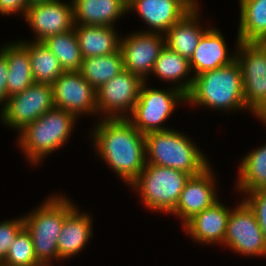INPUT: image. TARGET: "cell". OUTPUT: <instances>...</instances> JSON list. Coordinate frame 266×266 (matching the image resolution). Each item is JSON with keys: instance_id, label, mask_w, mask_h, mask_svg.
Here are the masks:
<instances>
[{"instance_id": "1", "label": "cell", "mask_w": 266, "mask_h": 266, "mask_svg": "<svg viewBox=\"0 0 266 266\" xmlns=\"http://www.w3.org/2000/svg\"><path fill=\"white\" fill-rule=\"evenodd\" d=\"M89 133L95 156L128 187L146 165L145 135L127 119H98Z\"/></svg>"}, {"instance_id": "2", "label": "cell", "mask_w": 266, "mask_h": 266, "mask_svg": "<svg viewBox=\"0 0 266 266\" xmlns=\"http://www.w3.org/2000/svg\"><path fill=\"white\" fill-rule=\"evenodd\" d=\"M186 99L188 108L190 105V108L202 107L218 113H250L245 104L241 70L236 60L229 65L194 76Z\"/></svg>"}, {"instance_id": "3", "label": "cell", "mask_w": 266, "mask_h": 266, "mask_svg": "<svg viewBox=\"0 0 266 266\" xmlns=\"http://www.w3.org/2000/svg\"><path fill=\"white\" fill-rule=\"evenodd\" d=\"M62 193L53 192L23 215L24 226L31 234L37 262L41 266H55L54 262L59 261L57 241L67 214L77 205Z\"/></svg>"}, {"instance_id": "4", "label": "cell", "mask_w": 266, "mask_h": 266, "mask_svg": "<svg viewBox=\"0 0 266 266\" xmlns=\"http://www.w3.org/2000/svg\"><path fill=\"white\" fill-rule=\"evenodd\" d=\"M79 119L72 113L53 108L21 130L16 145L30 166L42 165L43 161L71 140Z\"/></svg>"}, {"instance_id": "5", "label": "cell", "mask_w": 266, "mask_h": 266, "mask_svg": "<svg viewBox=\"0 0 266 266\" xmlns=\"http://www.w3.org/2000/svg\"><path fill=\"white\" fill-rule=\"evenodd\" d=\"M146 164L179 170L194 176L211 164L197 143L183 131L171 128L145 134Z\"/></svg>"}, {"instance_id": "6", "label": "cell", "mask_w": 266, "mask_h": 266, "mask_svg": "<svg viewBox=\"0 0 266 266\" xmlns=\"http://www.w3.org/2000/svg\"><path fill=\"white\" fill-rule=\"evenodd\" d=\"M189 178V174L179 170L146 164L128 188L140 197L145 209L169 215Z\"/></svg>"}, {"instance_id": "7", "label": "cell", "mask_w": 266, "mask_h": 266, "mask_svg": "<svg viewBox=\"0 0 266 266\" xmlns=\"http://www.w3.org/2000/svg\"><path fill=\"white\" fill-rule=\"evenodd\" d=\"M163 88L150 87L144 81L139 98L127 120L142 134L163 131L173 128L167 123L175 110L187 103L186 94L182 91L162 84ZM181 104V105H179Z\"/></svg>"}, {"instance_id": "8", "label": "cell", "mask_w": 266, "mask_h": 266, "mask_svg": "<svg viewBox=\"0 0 266 266\" xmlns=\"http://www.w3.org/2000/svg\"><path fill=\"white\" fill-rule=\"evenodd\" d=\"M236 61L241 70L247 110L258 121L266 120V46L239 41Z\"/></svg>"}, {"instance_id": "9", "label": "cell", "mask_w": 266, "mask_h": 266, "mask_svg": "<svg viewBox=\"0 0 266 266\" xmlns=\"http://www.w3.org/2000/svg\"><path fill=\"white\" fill-rule=\"evenodd\" d=\"M55 108L52 85L34 82L27 89L8 98L0 123L19 133L47 111Z\"/></svg>"}, {"instance_id": "10", "label": "cell", "mask_w": 266, "mask_h": 266, "mask_svg": "<svg viewBox=\"0 0 266 266\" xmlns=\"http://www.w3.org/2000/svg\"><path fill=\"white\" fill-rule=\"evenodd\" d=\"M240 201L230 211L222 247L245 258H266L263 232L253 211L242 199Z\"/></svg>"}, {"instance_id": "11", "label": "cell", "mask_w": 266, "mask_h": 266, "mask_svg": "<svg viewBox=\"0 0 266 266\" xmlns=\"http://www.w3.org/2000/svg\"><path fill=\"white\" fill-rule=\"evenodd\" d=\"M143 80L123 70L97 90L98 119H127L139 98Z\"/></svg>"}, {"instance_id": "12", "label": "cell", "mask_w": 266, "mask_h": 266, "mask_svg": "<svg viewBox=\"0 0 266 266\" xmlns=\"http://www.w3.org/2000/svg\"><path fill=\"white\" fill-rule=\"evenodd\" d=\"M164 46V34L140 30H133L123 36L121 34L120 50L124 69L150 83L155 61Z\"/></svg>"}, {"instance_id": "13", "label": "cell", "mask_w": 266, "mask_h": 266, "mask_svg": "<svg viewBox=\"0 0 266 266\" xmlns=\"http://www.w3.org/2000/svg\"><path fill=\"white\" fill-rule=\"evenodd\" d=\"M51 85L55 108L66 110L78 119L98 118L96 89L79 71L64 72Z\"/></svg>"}, {"instance_id": "14", "label": "cell", "mask_w": 266, "mask_h": 266, "mask_svg": "<svg viewBox=\"0 0 266 266\" xmlns=\"http://www.w3.org/2000/svg\"><path fill=\"white\" fill-rule=\"evenodd\" d=\"M22 19L33 31V39L29 41L36 42H43L48 37L72 30L75 25L71 0H53L30 5Z\"/></svg>"}, {"instance_id": "15", "label": "cell", "mask_w": 266, "mask_h": 266, "mask_svg": "<svg viewBox=\"0 0 266 266\" xmlns=\"http://www.w3.org/2000/svg\"><path fill=\"white\" fill-rule=\"evenodd\" d=\"M212 167L211 164L202 173L190 176L185 183L175 209L169 214L178 218L181 227L220 199L217 175Z\"/></svg>"}, {"instance_id": "16", "label": "cell", "mask_w": 266, "mask_h": 266, "mask_svg": "<svg viewBox=\"0 0 266 266\" xmlns=\"http://www.w3.org/2000/svg\"><path fill=\"white\" fill-rule=\"evenodd\" d=\"M197 0H127V15L136 13L147 26L143 32L165 34Z\"/></svg>"}, {"instance_id": "17", "label": "cell", "mask_w": 266, "mask_h": 266, "mask_svg": "<svg viewBox=\"0 0 266 266\" xmlns=\"http://www.w3.org/2000/svg\"><path fill=\"white\" fill-rule=\"evenodd\" d=\"M232 207L219 199L211 207L194 215L183 226L182 230L198 245L222 246L226 231L227 221Z\"/></svg>"}, {"instance_id": "18", "label": "cell", "mask_w": 266, "mask_h": 266, "mask_svg": "<svg viewBox=\"0 0 266 266\" xmlns=\"http://www.w3.org/2000/svg\"><path fill=\"white\" fill-rule=\"evenodd\" d=\"M234 49L229 50L226 39L220 28L212 25L199 40L192 57L189 60L193 76L231 64L236 60L238 36ZM231 51V52H230Z\"/></svg>"}, {"instance_id": "19", "label": "cell", "mask_w": 266, "mask_h": 266, "mask_svg": "<svg viewBox=\"0 0 266 266\" xmlns=\"http://www.w3.org/2000/svg\"><path fill=\"white\" fill-rule=\"evenodd\" d=\"M77 204L66 216L57 241L59 262L80 255L93 237V216ZM92 216V217H91ZM88 244V245H87ZM80 253V254H79Z\"/></svg>"}, {"instance_id": "20", "label": "cell", "mask_w": 266, "mask_h": 266, "mask_svg": "<svg viewBox=\"0 0 266 266\" xmlns=\"http://www.w3.org/2000/svg\"><path fill=\"white\" fill-rule=\"evenodd\" d=\"M200 6V2L197 3L164 34L165 45L188 60L192 57L202 35L211 27L208 22L202 24Z\"/></svg>"}, {"instance_id": "21", "label": "cell", "mask_w": 266, "mask_h": 266, "mask_svg": "<svg viewBox=\"0 0 266 266\" xmlns=\"http://www.w3.org/2000/svg\"><path fill=\"white\" fill-rule=\"evenodd\" d=\"M74 24L116 27L127 15V0H71Z\"/></svg>"}, {"instance_id": "22", "label": "cell", "mask_w": 266, "mask_h": 266, "mask_svg": "<svg viewBox=\"0 0 266 266\" xmlns=\"http://www.w3.org/2000/svg\"><path fill=\"white\" fill-rule=\"evenodd\" d=\"M116 27L74 25L83 58L110 55L120 49L121 33ZM120 33V34H118Z\"/></svg>"}, {"instance_id": "23", "label": "cell", "mask_w": 266, "mask_h": 266, "mask_svg": "<svg viewBox=\"0 0 266 266\" xmlns=\"http://www.w3.org/2000/svg\"><path fill=\"white\" fill-rule=\"evenodd\" d=\"M151 75L186 95L194 82L189 60L170 50L166 45L155 61Z\"/></svg>"}, {"instance_id": "24", "label": "cell", "mask_w": 266, "mask_h": 266, "mask_svg": "<svg viewBox=\"0 0 266 266\" xmlns=\"http://www.w3.org/2000/svg\"><path fill=\"white\" fill-rule=\"evenodd\" d=\"M7 41L2 43L0 51L7 58V93L12 97L27 89L34 80L27 48L19 40Z\"/></svg>"}, {"instance_id": "25", "label": "cell", "mask_w": 266, "mask_h": 266, "mask_svg": "<svg viewBox=\"0 0 266 266\" xmlns=\"http://www.w3.org/2000/svg\"><path fill=\"white\" fill-rule=\"evenodd\" d=\"M266 127V120H260ZM235 179L236 194L266 189V143L251 149L241 157Z\"/></svg>"}, {"instance_id": "26", "label": "cell", "mask_w": 266, "mask_h": 266, "mask_svg": "<svg viewBox=\"0 0 266 266\" xmlns=\"http://www.w3.org/2000/svg\"><path fill=\"white\" fill-rule=\"evenodd\" d=\"M239 7V41L262 43L266 38V0H239Z\"/></svg>"}, {"instance_id": "27", "label": "cell", "mask_w": 266, "mask_h": 266, "mask_svg": "<svg viewBox=\"0 0 266 266\" xmlns=\"http://www.w3.org/2000/svg\"><path fill=\"white\" fill-rule=\"evenodd\" d=\"M28 50L34 82L52 84L64 73L59 60L43 42L19 40Z\"/></svg>"}, {"instance_id": "28", "label": "cell", "mask_w": 266, "mask_h": 266, "mask_svg": "<svg viewBox=\"0 0 266 266\" xmlns=\"http://www.w3.org/2000/svg\"><path fill=\"white\" fill-rule=\"evenodd\" d=\"M123 70V57L119 49L110 55L83 58L79 72L97 90Z\"/></svg>"}, {"instance_id": "29", "label": "cell", "mask_w": 266, "mask_h": 266, "mask_svg": "<svg viewBox=\"0 0 266 266\" xmlns=\"http://www.w3.org/2000/svg\"><path fill=\"white\" fill-rule=\"evenodd\" d=\"M43 43L57 57L64 72L80 70L83 57L74 28L48 37Z\"/></svg>"}, {"instance_id": "30", "label": "cell", "mask_w": 266, "mask_h": 266, "mask_svg": "<svg viewBox=\"0 0 266 266\" xmlns=\"http://www.w3.org/2000/svg\"><path fill=\"white\" fill-rule=\"evenodd\" d=\"M3 264L5 266H41L37 262L31 234L25 226L18 232Z\"/></svg>"}, {"instance_id": "31", "label": "cell", "mask_w": 266, "mask_h": 266, "mask_svg": "<svg viewBox=\"0 0 266 266\" xmlns=\"http://www.w3.org/2000/svg\"><path fill=\"white\" fill-rule=\"evenodd\" d=\"M24 227L23 215L0 222V262L3 263L8 250L14 243L18 232Z\"/></svg>"}, {"instance_id": "32", "label": "cell", "mask_w": 266, "mask_h": 266, "mask_svg": "<svg viewBox=\"0 0 266 266\" xmlns=\"http://www.w3.org/2000/svg\"><path fill=\"white\" fill-rule=\"evenodd\" d=\"M242 195V200L253 211L266 242V189L245 192Z\"/></svg>"}, {"instance_id": "33", "label": "cell", "mask_w": 266, "mask_h": 266, "mask_svg": "<svg viewBox=\"0 0 266 266\" xmlns=\"http://www.w3.org/2000/svg\"><path fill=\"white\" fill-rule=\"evenodd\" d=\"M29 5L27 0H0V15L24 17Z\"/></svg>"}, {"instance_id": "34", "label": "cell", "mask_w": 266, "mask_h": 266, "mask_svg": "<svg viewBox=\"0 0 266 266\" xmlns=\"http://www.w3.org/2000/svg\"><path fill=\"white\" fill-rule=\"evenodd\" d=\"M7 76H8L7 58L0 51V114L4 111L9 98L7 93Z\"/></svg>"}, {"instance_id": "35", "label": "cell", "mask_w": 266, "mask_h": 266, "mask_svg": "<svg viewBox=\"0 0 266 266\" xmlns=\"http://www.w3.org/2000/svg\"><path fill=\"white\" fill-rule=\"evenodd\" d=\"M48 1H53V0H27V3L30 6L33 4H38V3L48 2Z\"/></svg>"}, {"instance_id": "36", "label": "cell", "mask_w": 266, "mask_h": 266, "mask_svg": "<svg viewBox=\"0 0 266 266\" xmlns=\"http://www.w3.org/2000/svg\"><path fill=\"white\" fill-rule=\"evenodd\" d=\"M262 43L266 46V38H265V40Z\"/></svg>"}]
</instances>
